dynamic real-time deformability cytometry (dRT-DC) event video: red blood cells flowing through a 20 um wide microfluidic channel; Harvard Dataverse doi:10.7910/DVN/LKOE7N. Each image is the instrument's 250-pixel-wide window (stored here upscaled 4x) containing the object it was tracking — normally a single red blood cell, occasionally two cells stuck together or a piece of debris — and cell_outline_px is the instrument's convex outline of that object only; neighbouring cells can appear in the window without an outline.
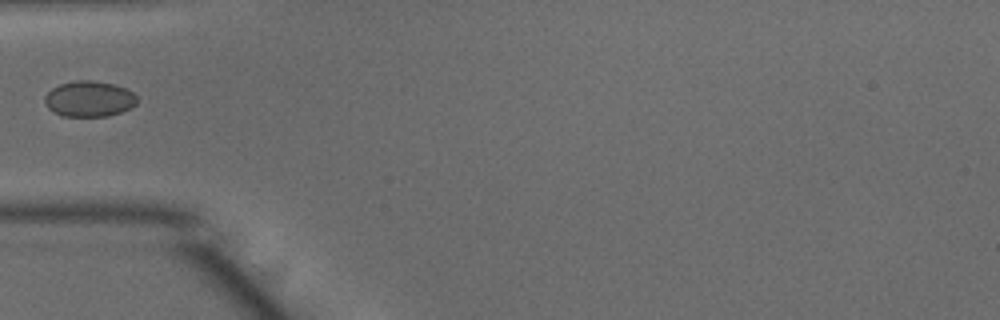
{"species": "common noctule bat (a hibernating species)", "species_latin": "Nyctalus noctula", "temperature_condition": "warm", "stored_images_in_passage": 7, "camera_frame_rate_fps": 3000, "um_per_image_px": 0.085, "animal": {"sex": "male", "body_mass_g": 15.6}, "frame": {"image": 1, "passage_image": 1, "time_ms": 0.0, "image_size_px": [1000, 320], "cell_outline_px": [[136, 104], [132, 108], [108, 116], [64, 116], [52, 112], [44, 104], [44, 96], [52, 88], [60, 84], [76, 80], [92, 80], [112, 84], [124, 88], [132, 92], [136, 96]], "centroid_in_image_um": [7.55, 8.41], "position_along_channel_um": 77.5, "area_um2": 19.25}}